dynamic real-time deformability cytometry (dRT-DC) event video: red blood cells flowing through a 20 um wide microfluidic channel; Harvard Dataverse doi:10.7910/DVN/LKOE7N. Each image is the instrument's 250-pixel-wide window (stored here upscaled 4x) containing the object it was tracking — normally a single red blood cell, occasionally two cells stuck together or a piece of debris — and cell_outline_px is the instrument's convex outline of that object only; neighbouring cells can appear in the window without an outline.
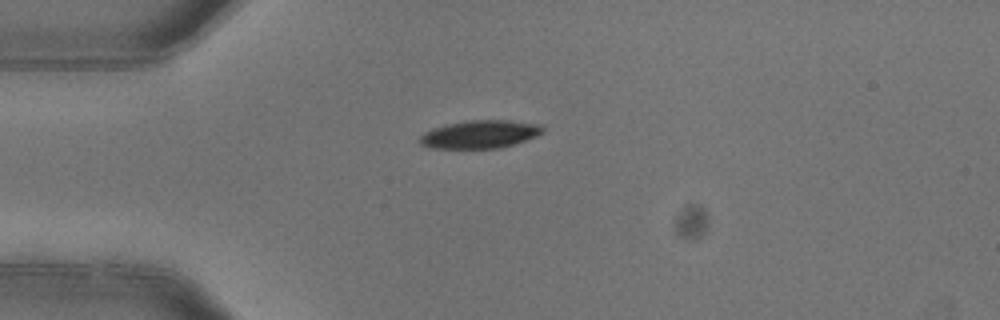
{"species": "common noctule bat (a hibernating species)", "species_latin": "Nyctalus noctula", "temperature_condition": "warm", "stored_images_in_passage": 2, "camera_frame_rate_fps": 3000, "um_per_image_px": 0.085, "animal": {"sex": "female"}, "frame": {"image": 1, "passage_image": 1, "time_ms": 0.0, "image_size_px": [1000, 320], "cell_outline_px": [[544, 132], [536, 136], [500, 148], [428, 148], [420, 144], [420, 136], [424, 132], [432, 128], [448, 124], [472, 120], [508, 120], [540, 124], [544, 128]], "centroid_in_image_um": [40.78, 11.41], "position_along_channel_um": 44.2, "area_um2": 19.94}}
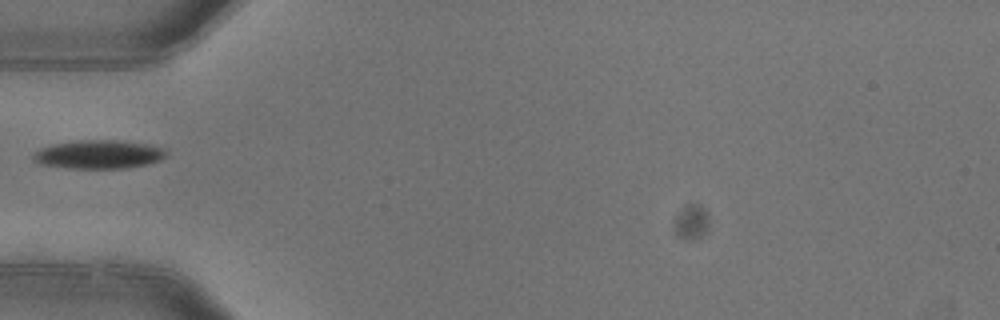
{"frame": {"image": 2, "passage_image": 2, "time_ms": 0.333, "image_size_px": [1000, 320], "cell_outline_px": [[168, 156], [160, 160], [148, 164], [128, 168], [68, 168], [40, 164], [32, 160], [32, 152], [40, 148], [52, 144], [80, 140], [116, 140], [148, 144], [168, 148]], "centroid_in_image_um": [8.42, 13.12], "position_along_channel_um": 76.6, "area_um2": 22.54}}